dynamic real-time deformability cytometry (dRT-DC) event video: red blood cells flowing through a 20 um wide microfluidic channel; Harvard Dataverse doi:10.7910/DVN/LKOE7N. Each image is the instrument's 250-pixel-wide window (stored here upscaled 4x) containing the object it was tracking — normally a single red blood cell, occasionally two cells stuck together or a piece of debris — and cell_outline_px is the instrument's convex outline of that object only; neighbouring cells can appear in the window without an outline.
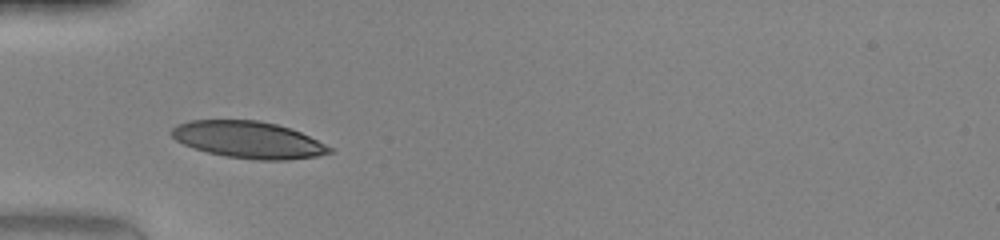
{"species": "human", "species_latin": "Homo sapiens", "temperature_condition": "warm", "stored_images_in_passage": 33, "camera_frame_rate_fps": 3000, "um_per_image_px": 0.085, "donor": {"sex": "female"}, "frame": {"image": 1, "passage_image": 1, "time_ms": 0.0, "image_size_px": [1000, 240], "cell_outline_px": [[332, 152], [316, 156], [288, 160], [256, 160], [224, 156], [208, 152], [184, 144], [176, 140], [168, 132], [176, 124], [192, 120], [256, 120], [276, 124], [300, 132], [332, 148]], "centroid_in_image_um": [21.07, 11.88], "position_along_channel_um": 63.9, "area_um2": 33.64}}
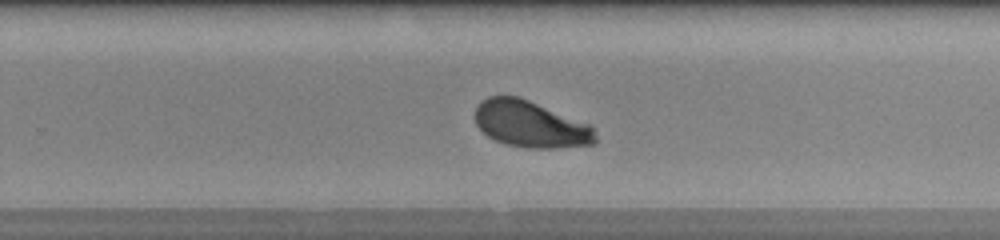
{"frame": {"image": 2, "passage_image": 17, "time_ms": 5.333, "image_size_px": [1000, 240], "cell_outline_px": [[596, 144], [556, 148], [528, 148], [508, 144], [496, 140], [488, 136], [476, 124], [476, 108], [480, 100], [488, 96], [520, 96], [592, 124], [596, 136]], "centroid_in_image_um": [45.14, 10.54], "position_along_channel_um": 284.7, "area_um2": 32.95}}
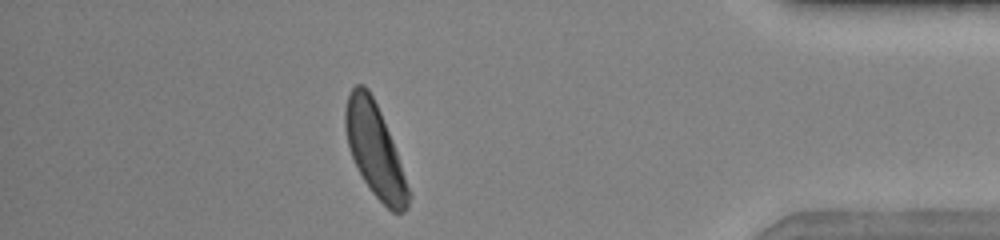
{"frame": {"image": 3, "passage_image": 28, "time_ms": 9.0, "image_size_px": [1000, 240], "cell_outline_px": [[412, 196], [408, 208], [404, 212], [392, 212], [368, 188], [352, 156], [348, 144], [344, 128], [344, 112], [348, 96], [352, 88], [356, 84], [364, 84], [368, 88], [380, 112], [392, 140], [412, 192]], "centroid_in_image_um": [31.89, 12.8], "position_along_channel_um": 403.3, "area_um2": 34.04}, "authors_computed_cell_mechanics": {"area_um2": 33.7552, "velocity_mm_per_s": 4.1989, "shape_relaxation_time_tau1_ms": 1.9992, "shape_relaxation_time_tau2_ms": null, "deformation_change_tau1": 0.1475, "deformation_change_tau2": null}}